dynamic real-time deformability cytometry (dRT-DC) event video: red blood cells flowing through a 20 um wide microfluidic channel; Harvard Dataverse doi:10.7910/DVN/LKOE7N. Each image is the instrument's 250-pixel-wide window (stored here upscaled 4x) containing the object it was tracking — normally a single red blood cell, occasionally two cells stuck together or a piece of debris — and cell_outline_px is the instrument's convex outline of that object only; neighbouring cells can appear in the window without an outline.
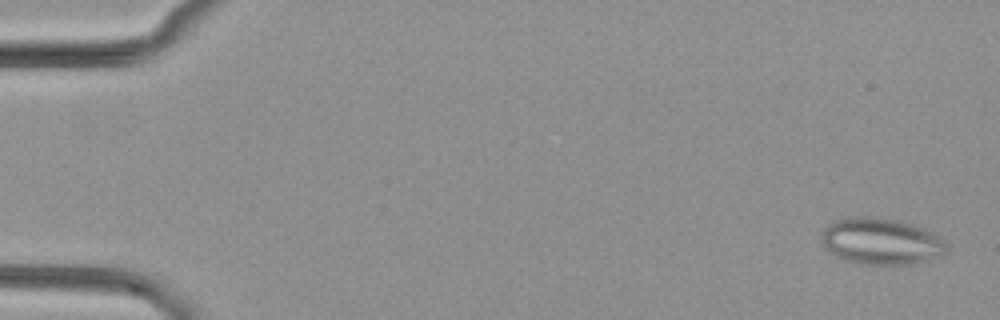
{"species": "common noctule bat (a hibernating species)", "species_latin": "Nyctalus noctula", "temperature_condition": "cold", "stored_images_in_passage": 5, "camera_frame_rate_fps": 3000, "um_per_image_px": 0.085, "animal": {"sex": "female", "body_mass_g": 29.2, "forearm_length_mm": 56.3}, "frame": {"image": 1, "passage_image": 1, "time_ms": 0.0, "image_size_px": [1000, 320], "cell_outline_px": [[948, 252], [944, 256], [912, 264], [860, 264], [844, 260], [832, 256], [828, 252], [820, 236], [820, 232], [832, 220], [852, 216], [876, 216], [900, 220], [924, 228], [932, 232], [944, 240], [948, 244]], "centroid_in_image_um": [74.89, 20.5], "position_along_channel_um": 10.1, "area_um2": 34.8}}